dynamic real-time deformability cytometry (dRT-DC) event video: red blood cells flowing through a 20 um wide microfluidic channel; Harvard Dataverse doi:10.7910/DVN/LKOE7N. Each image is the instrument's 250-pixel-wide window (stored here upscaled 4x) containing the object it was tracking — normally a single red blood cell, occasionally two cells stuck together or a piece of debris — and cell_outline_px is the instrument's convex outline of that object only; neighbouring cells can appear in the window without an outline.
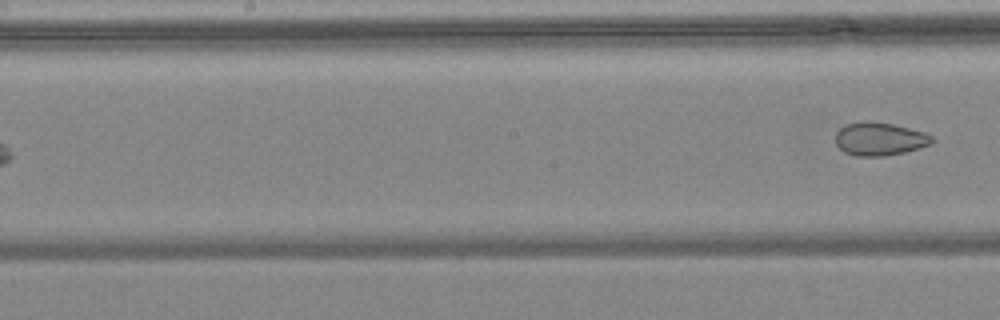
{"species": "common noctule bat (a hibernating species)", "species_latin": "Nyctalus noctula", "temperature_condition": "warm", "stored_images_in_passage": 7, "camera_frame_rate_fps": 3000, "um_per_image_px": 0.085, "animal": {"sex": "female", "body_mass_g": 24.6, "forearm_length_mm": 56.2}, "frame": {"image": 1, "passage_image": 7, "time_ms": 2.0, "image_size_px": [1000, 320], "cell_outline_px": [[932, 140], [928, 144], [920, 148], [904, 152], [884, 156], [856, 156], [844, 152], [836, 144], [836, 132], [844, 124], [868, 120], [892, 124], [924, 132], [932, 136]], "centroid_in_image_um": [74.72, 11.8], "position_along_channel_um": 173.5, "area_um2": 18.55}}